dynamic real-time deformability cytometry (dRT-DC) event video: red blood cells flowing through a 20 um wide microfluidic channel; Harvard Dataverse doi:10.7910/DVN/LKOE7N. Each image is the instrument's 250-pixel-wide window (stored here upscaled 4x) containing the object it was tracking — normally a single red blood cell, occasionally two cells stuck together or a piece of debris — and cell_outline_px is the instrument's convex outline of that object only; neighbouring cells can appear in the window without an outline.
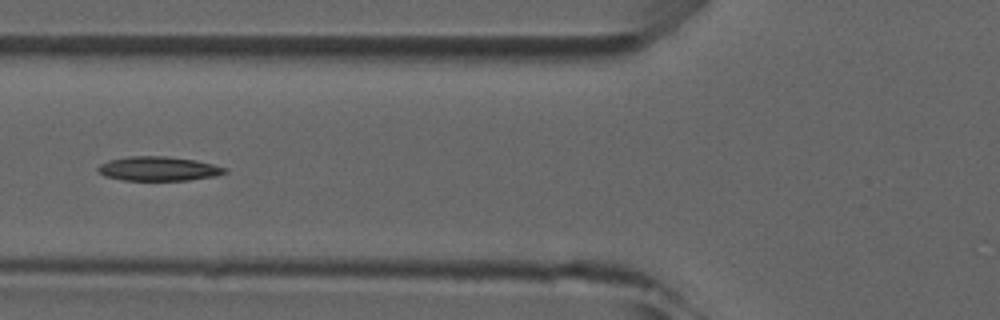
{"species": "common noctule bat (a hibernating species)", "species_latin": "Nyctalus noctula", "temperature_condition": "room temperature", "stored_images_in_passage": 5, "camera_frame_rate_fps": 3000, "um_per_image_px": 0.085, "animal": {"sex": "male", "forearm_length_mm": 52.5}, "frame": {"image": 1, "passage_image": 5, "time_ms": 5.333, "image_size_px": [1000, 320], "cell_outline_px": [[228, 172], [216, 176], [188, 180], [124, 180], [104, 176], [96, 172], [96, 168], [100, 164], [108, 160], [132, 156], [168, 156], [196, 160], [228, 168]], "centroid_in_image_um": [13.46, 14.34], "position_along_channel_um": 112.3, "area_um2": 18.09}}